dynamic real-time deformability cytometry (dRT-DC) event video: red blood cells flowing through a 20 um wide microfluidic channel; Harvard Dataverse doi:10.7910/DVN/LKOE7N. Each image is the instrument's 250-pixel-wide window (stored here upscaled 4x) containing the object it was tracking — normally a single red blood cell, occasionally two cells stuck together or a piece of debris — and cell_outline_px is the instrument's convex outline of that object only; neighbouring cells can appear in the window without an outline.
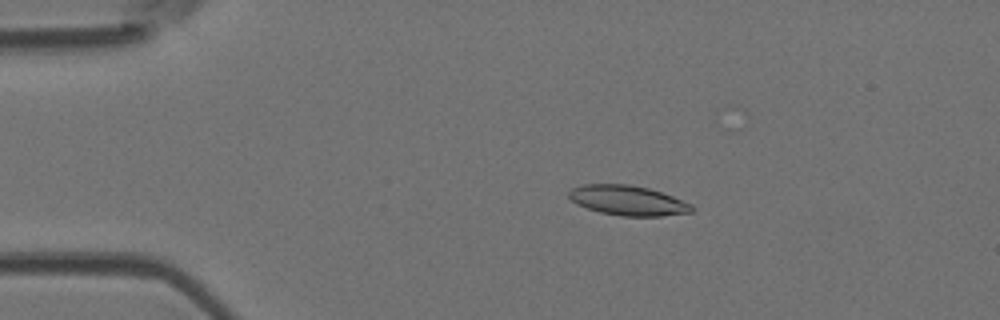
{"species": "Egyptian fruit bat (a non-hibernating species)", "species_latin": "Rousettus aegyptiacus", "temperature_condition": "room temperature", "stored_images_in_passage": 52, "camera_frame_rate_fps": 3000, "um_per_image_px": 0.085, "animal": {"sex": "female"}, "frame": {"image": 1, "passage_image": 10, "time_ms": 3.0, "image_size_px": [1000, 320], "cell_outline_px": [[696, 208], [692, 212], [660, 216], [620, 216], [600, 212], [576, 204], [568, 196], [568, 192], [572, 188], [584, 184], [628, 184], [648, 188], [672, 196], [692, 204]], "centroid_in_image_um": [53.37, 17.04], "position_along_channel_um": 31.6, "area_um2": 21.39}}
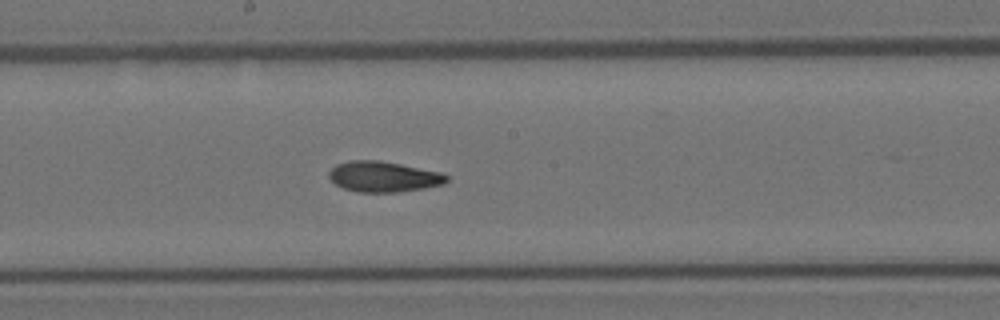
{"frame": {"image": 2, "passage_image": 28, "time_ms": 9.0, "image_size_px": [1000, 320], "cell_outline_px": [[448, 180], [444, 184], [424, 188], [400, 192], [356, 192], [344, 188], [336, 184], [328, 176], [328, 172], [336, 164], [352, 160], [380, 160], [440, 172], [448, 176]], "centroid_in_image_um": [32.59, 15.02], "position_along_channel_um": 215.6, "area_um2": 20.92}}
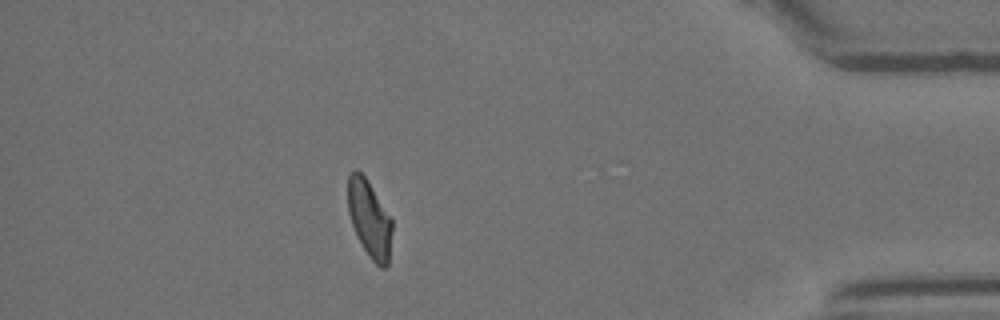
{"frame": {"image": 3, "passage_image": 46, "time_ms": 15.0, "image_size_px": [1000, 320], "cell_outline_px": [[392, 232], [388, 264], [384, 268], [380, 268], [372, 260], [364, 248], [352, 224], [348, 212], [348, 176], [356, 168], [364, 176], [392, 220]], "centroid_in_image_um": [31.4, 18.62], "position_along_channel_um": 403.8, "area_um2": 19.36}, "authors_computed_cell_mechanics": {"area_um2": 20.9236, "velocity_mm_per_s": 3.8868, "shape_relaxation_time_tau1_ms": 7.9118, "shape_relaxation_time_tau2_ms": 2.6134, "deformation_change_tau1": 0.185, "deformation_change_tau2": 0.0855}}